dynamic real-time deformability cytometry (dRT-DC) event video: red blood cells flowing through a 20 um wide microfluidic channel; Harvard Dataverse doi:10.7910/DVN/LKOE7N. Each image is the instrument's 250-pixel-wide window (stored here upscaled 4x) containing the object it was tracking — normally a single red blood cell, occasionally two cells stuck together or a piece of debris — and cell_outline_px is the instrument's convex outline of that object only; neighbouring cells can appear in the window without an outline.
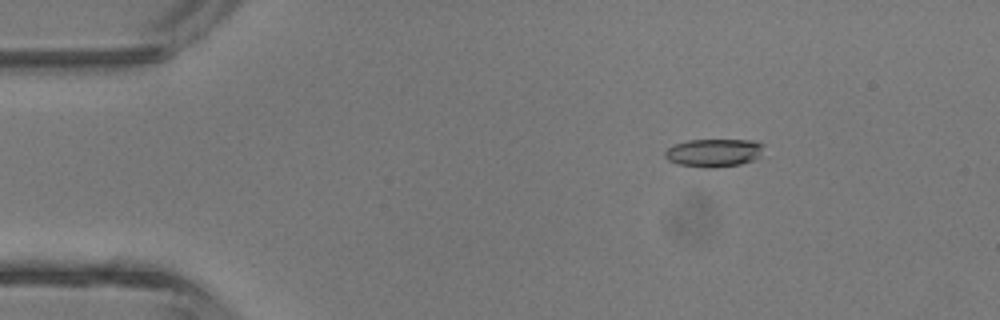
{"species": "common noctule bat (a hibernating species)", "species_latin": "Nyctalus noctula", "temperature_condition": "room temperature", "stored_images_in_passage": 5, "camera_frame_rate_fps": 3000, "um_per_image_px": 0.085, "animal": {"sex": "male", "body_mass_g": 13.3}, "frame": {"image": 1, "passage_image": 2, "time_ms": 1.333, "image_size_px": [1000, 320], "cell_outline_px": [[764, 144], [760, 156], [756, 160], [740, 164], [712, 168], [704, 168], [676, 164], [668, 160], [664, 156], [664, 152], [668, 148], [676, 144], [688, 140], [756, 140]], "centroid_in_image_um": [60.69, 12.99], "position_along_channel_um": 24.3, "area_um2": 16.36}}
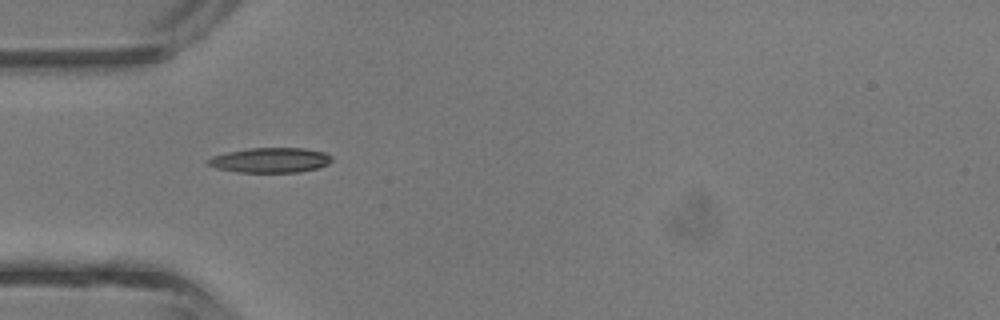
{"frame": {"image": 2, "passage_image": 4, "time_ms": 3.667, "image_size_px": [1000, 320], "cell_outline_px": [[332, 160], [328, 164], [316, 168], [300, 172], [236, 172], [216, 168], [208, 164], [204, 160], [212, 156], [228, 152], [248, 148], [304, 148], [324, 152], [332, 156]], "centroid_in_image_um": [22.96, 13.61], "position_along_channel_um": 62.0, "area_um2": 18.03}}
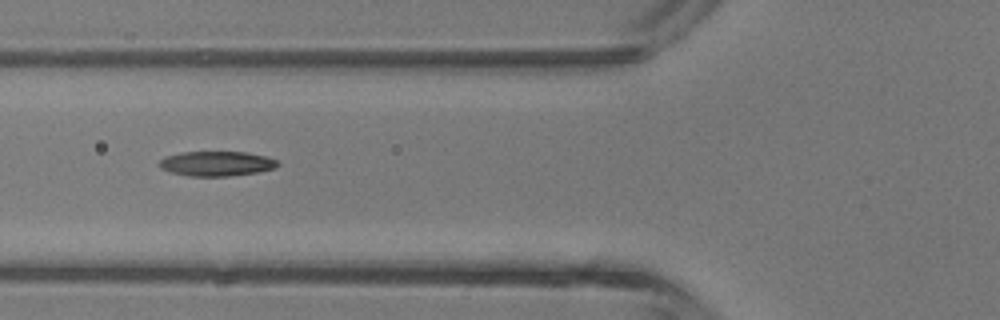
{"frame": {"image": 3, "passage_image": 5, "time_ms": 4.667, "image_size_px": [1000, 320], "cell_outline_px": [[280, 164], [276, 168], [256, 172], [228, 176], [188, 176], [172, 172], [160, 168], [160, 160], [164, 156], [184, 152], [244, 152], [264, 156], [276, 160]], "centroid_in_image_um": [18.4, 13.91], "position_along_channel_um": 107.4, "area_um2": 16.94}}